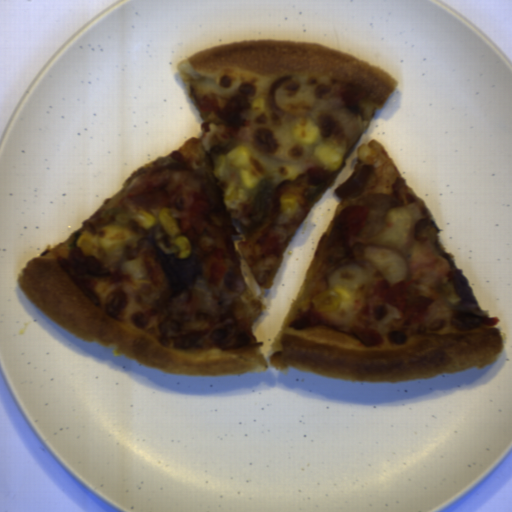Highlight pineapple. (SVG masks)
<instances>
[{"label": "pineapple", "mask_w": 512, "mask_h": 512, "mask_svg": "<svg viewBox=\"0 0 512 512\" xmlns=\"http://www.w3.org/2000/svg\"><path fill=\"white\" fill-rule=\"evenodd\" d=\"M367 278L361 268L355 265H343L332 272L328 280V288L314 298V310L326 318L336 321H349L356 306L357 290L363 286ZM337 286L345 287L351 292L352 302H345L334 291Z\"/></svg>", "instance_id": "obj_1"}, {"label": "pineapple", "mask_w": 512, "mask_h": 512, "mask_svg": "<svg viewBox=\"0 0 512 512\" xmlns=\"http://www.w3.org/2000/svg\"><path fill=\"white\" fill-rule=\"evenodd\" d=\"M363 255L381 270L382 275L391 285L406 279V262L396 251L369 247L363 248Z\"/></svg>", "instance_id": "obj_2"}, {"label": "pineapple", "mask_w": 512, "mask_h": 512, "mask_svg": "<svg viewBox=\"0 0 512 512\" xmlns=\"http://www.w3.org/2000/svg\"><path fill=\"white\" fill-rule=\"evenodd\" d=\"M413 219L408 209L394 207L386 213V222L379 234V240L383 243L404 245L409 236Z\"/></svg>", "instance_id": "obj_3"}, {"label": "pineapple", "mask_w": 512, "mask_h": 512, "mask_svg": "<svg viewBox=\"0 0 512 512\" xmlns=\"http://www.w3.org/2000/svg\"><path fill=\"white\" fill-rule=\"evenodd\" d=\"M241 301L246 306L249 314L250 322L256 320L264 309V300L259 296L245 289L240 293Z\"/></svg>", "instance_id": "obj_4"}, {"label": "pineapple", "mask_w": 512, "mask_h": 512, "mask_svg": "<svg viewBox=\"0 0 512 512\" xmlns=\"http://www.w3.org/2000/svg\"><path fill=\"white\" fill-rule=\"evenodd\" d=\"M121 266L124 272L131 274V279H142L144 277L140 259L124 261Z\"/></svg>", "instance_id": "obj_5"}]
</instances>
